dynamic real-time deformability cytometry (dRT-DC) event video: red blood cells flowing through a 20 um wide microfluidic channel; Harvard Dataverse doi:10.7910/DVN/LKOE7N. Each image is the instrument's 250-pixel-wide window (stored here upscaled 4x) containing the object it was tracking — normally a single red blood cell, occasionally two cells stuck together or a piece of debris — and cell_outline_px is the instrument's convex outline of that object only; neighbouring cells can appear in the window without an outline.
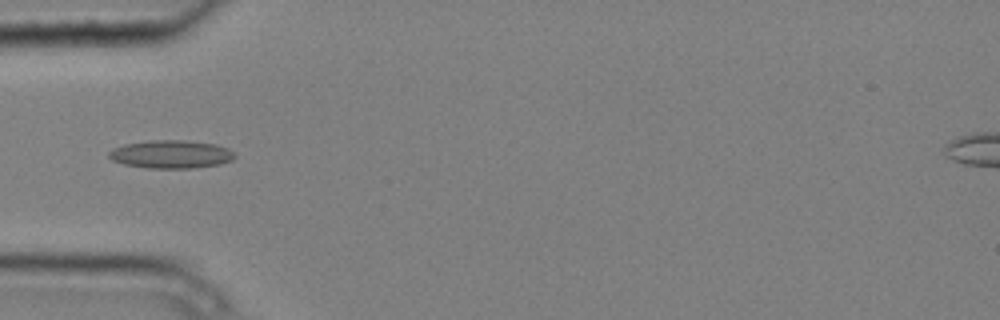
{"species": "common noctule bat (a hibernating species)", "species_latin": "Nyctalus noctula", "temperature_condition": "cold", "stored_images_in_passage": 6, "camera_frame_rate_fps": 3000, "um_per_image_px": 0.085, "animal": {"sex": "male", "body_mass_g": 20.4}, "frame": {"image": 1, "passage_image": 6, "time_ms": 1.667, "image_size_px": [1000, 320], "cell_outline_px": [[236, 156], [232, 160], [220, 164], [192, 168], [148, 168], [124, 164], [112, 160], [108, 156], [108, 152], [112, 148], [124, 144], [152, 140], [184, 140], [216, 144], [228, 148]], "centroid_in_image_um": [14.52, 13.11], "position_along_channel_um": 70.5, "area_um2": 20.63}}